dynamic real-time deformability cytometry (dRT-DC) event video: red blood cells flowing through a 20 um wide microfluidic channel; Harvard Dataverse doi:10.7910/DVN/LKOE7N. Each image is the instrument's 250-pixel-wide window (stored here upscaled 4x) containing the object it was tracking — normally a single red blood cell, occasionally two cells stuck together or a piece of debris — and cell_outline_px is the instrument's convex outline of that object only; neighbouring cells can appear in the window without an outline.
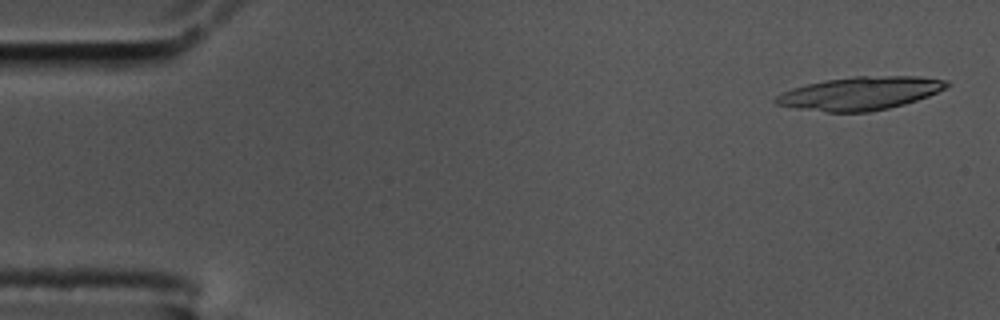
{"species": "common noctule bat (a hibernating species)", "species_latin": "Nyctalus noctula", "temperature_condition": "cold", "stored_images_in_passage": 25, "camera_frame_rate_fps": 3000, "um_per_image_px": 0.085, "animal": {"sex": "male", "body_mass_g": 17.5, "forearm_length_mm": 52.3}, "frame": {"image": 1, "passage_image": 2, "time_ms": 0.333, "image_size_px": [1000, 320], "cell_outline_px": [[948, 84], [944, 88], [928, 96], [904, 104], [888, 108], [868, 112], [824, 112], [796, 108], [776, 104], [772, 100], [776, 96], [792, 88], [824, 80], [852, 76], [916, 76], [948, 80]], "centroid_in_image_um": [73.08, 7.93], "position_along_channel_um": 11.9, "area_um2": 32.89}}